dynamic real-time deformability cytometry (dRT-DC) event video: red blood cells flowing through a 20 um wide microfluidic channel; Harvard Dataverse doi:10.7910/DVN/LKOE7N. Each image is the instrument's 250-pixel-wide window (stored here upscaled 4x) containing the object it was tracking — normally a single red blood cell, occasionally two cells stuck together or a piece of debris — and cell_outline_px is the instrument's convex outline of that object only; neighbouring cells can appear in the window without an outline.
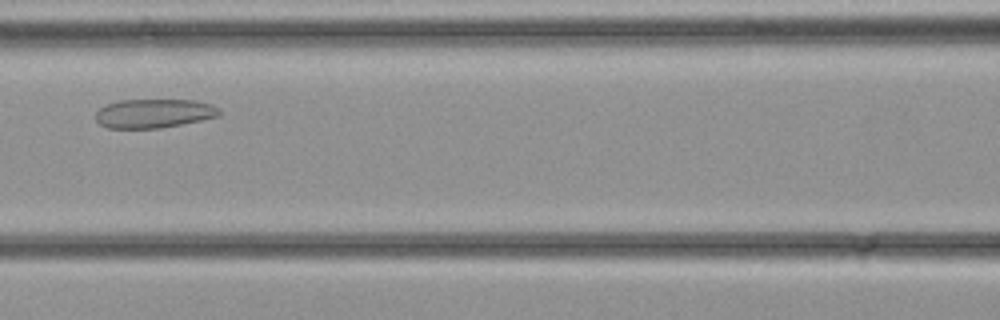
{"species": "common noctule bat (a hibernating species)", "species_latin": "Nyctalus noctula", "temperature_condition": "cold", "stored_images_in_passage": 22, "camera_frame_rate_fps": 3000, "um_per_image_px": 0.085, "animal": {"sex": "female", "body_mass_g": 21.9}, "frame": {"image": 1, "passage_image": 5, "time_ms": 1.333, "image_size_px": [1000, 320], "cell_outline_px": [[224, 112], [220, 116], [160, 128], [108, 128], [100, 124], [96, 120], [96, 112], [100, 108], [108, 104], [120, 100], [196, 100], [212, 104], [220, 108]], "centroid_in_image_um": [13.14, 9.63], "position_along_channel_um": 153.5, "area_um2": 20.92}}
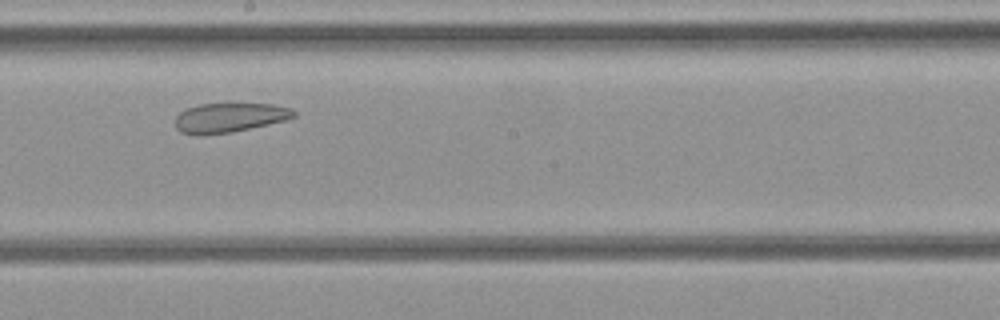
{"frame": {"image": 2, "passage_image": 9, "time_ms": 2.667, "image_size_px": [1000, 320], "cell_outline_px": [[296, 116], [288, 120], [232, 132], [200, 136], [180, 132], [176, 128], [176, 116], [180, 112], [188, 108], [200, 104], [272, 104], [292, 108], [296, 112]], "centroid_in_image_um": [19.53, 10.01], "position_along_channel_um": 228.7, "area_um2": 20.46}}
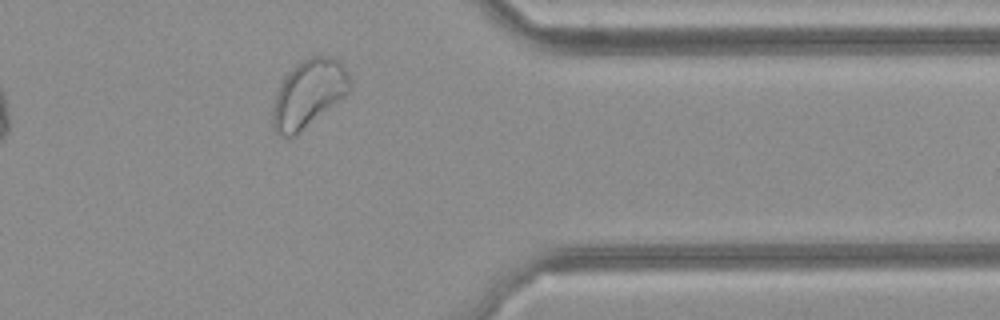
{"frame": {"image": 3, "passage_image": 18, "time_ms": 5.667, "image_size_px": [1000, 320], "cell_outline_px": [[352, 88], [344, 96], [296, 136], [280, 136], [272, 128], [272, 108], [276, 92], [280, 84], [288, 72], [296, 64], [312, 56], [328, 56], [340, 60], [348, 76]], "centroid_in_image_um": [26.2, 7.97], "position_along_channel_um": 385.2, "area_um2": 30.29}}